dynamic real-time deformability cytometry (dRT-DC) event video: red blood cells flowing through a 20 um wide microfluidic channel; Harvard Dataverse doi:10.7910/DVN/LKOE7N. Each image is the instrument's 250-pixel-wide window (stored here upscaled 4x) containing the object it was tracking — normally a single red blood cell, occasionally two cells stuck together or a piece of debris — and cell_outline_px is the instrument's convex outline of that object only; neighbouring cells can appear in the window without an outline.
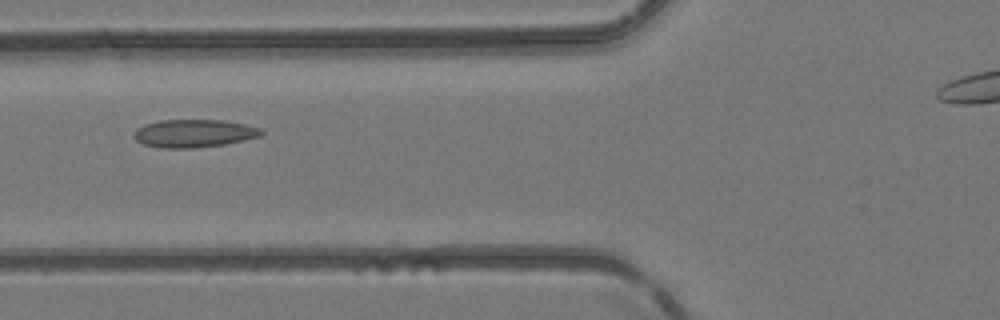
{"species": "common noctule bat (a hibernating species)", "species_latin": "Nyctalus noctula", "temperature_condition": "room temperature", "stored_images_in_passage": 6, "camera_frame_rate_fps": 3000, "um_per_image_px": 0.085, "animal": {"sex": "female", "body_mass_g": 24.6, "forearm_length_mm": 56.2}, "frame": {"image": 1, "passage_image": 6, "time_ms": 1.667, "image_size_px": [1000, 320], "cell_outline_px": [[264, 132], [260, 136], [244, 140], [224, 144], [196, 148], [160, 148], [144, 144], [136, 140], [132, 136], [136, 128], [144, 124], [160, 120], [224, 120], [244, 124], [260, 128]], "centroid_in_image_um": [16.45, 11.33], "position_along_channel_um": 109.3, "area_um2": 20.81}}